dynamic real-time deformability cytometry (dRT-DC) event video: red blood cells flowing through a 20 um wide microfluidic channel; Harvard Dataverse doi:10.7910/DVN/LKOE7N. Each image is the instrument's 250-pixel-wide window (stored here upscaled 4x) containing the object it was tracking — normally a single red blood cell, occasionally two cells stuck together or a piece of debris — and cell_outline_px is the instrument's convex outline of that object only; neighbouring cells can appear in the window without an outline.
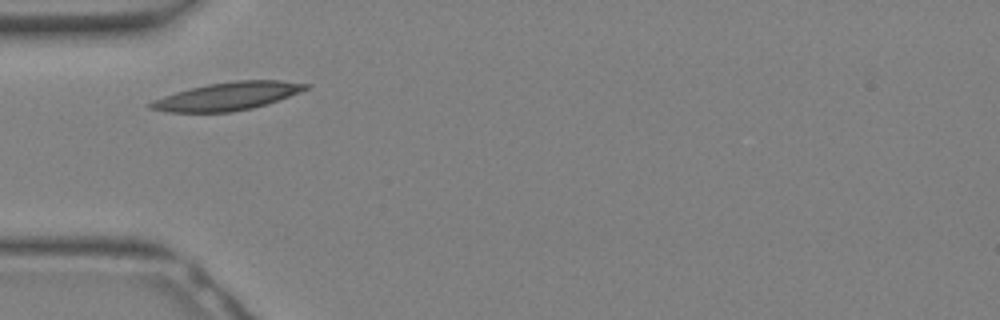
{"species": "Egyptian fruit bat (a non-hibernating species)", "species_latin": "Rousettus aegyptiacus", "temperature_condition": "warm", "stored_images_in_passage": 20, "camera_frame_rate_fps": 3000, "um_per_image_px": 0.085, "animal": {"sex": "female"}, "frame": {"image": 1, "passage_image": 1, "time_ms": 0.0, "image_size_px": [1000, 320], "cell_outline_px": [[312, 84], [308, 88], [300, 92], [268, 104], [252, 108], [232, 112], [168, 112], [148, 108], [148, 104], [152, 100], [176, 92], [208, 84], [236, 80], [280, 80]], "centroid_in_image_um": [19.36, 8.18], "position_along_channel_um": 65.6, "area_um2": 25.26}}
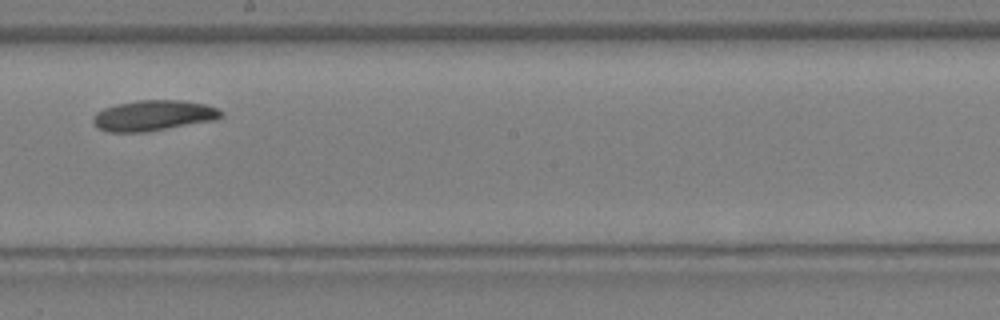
{"frame": {"image": 2, "passage_image": 9, "time_ms": 2.667, "image_size_px": [1000, 320], "cell_outline_px": [[224, 116], [216, 120], [144, 132], [108, 132], [96, 128], [92, 124], [92, 116], [96, 112], [104, 108], [116, 104], [136, 100], [180, 100], [204, 104], [216, 108], [224, 112]], "centroid_in_image_um": [13.0, 9.82], "position_along_channel_um": 235.2, "area_um2": 23.0}}
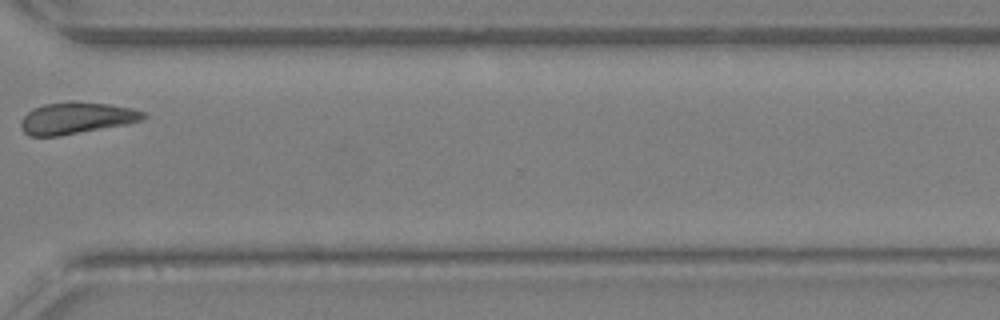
{"frame": {"image": 3, "passage_image": 15, "time_ms": 4.667, "image_size_px": [1000, 320], "cell_outline_px": [[148, 116], [140, 120], [124, 124], [60, 136], [28, 136], [20, 128], [20, 124], [24, 116], [32, 108], [44, 104], [108, 104], [132, 108], [148, 112]], "centroid_in_image_um": [6.48, 10.07], "position_along_channel_um": 364.1, "area_um2": 21.79}}